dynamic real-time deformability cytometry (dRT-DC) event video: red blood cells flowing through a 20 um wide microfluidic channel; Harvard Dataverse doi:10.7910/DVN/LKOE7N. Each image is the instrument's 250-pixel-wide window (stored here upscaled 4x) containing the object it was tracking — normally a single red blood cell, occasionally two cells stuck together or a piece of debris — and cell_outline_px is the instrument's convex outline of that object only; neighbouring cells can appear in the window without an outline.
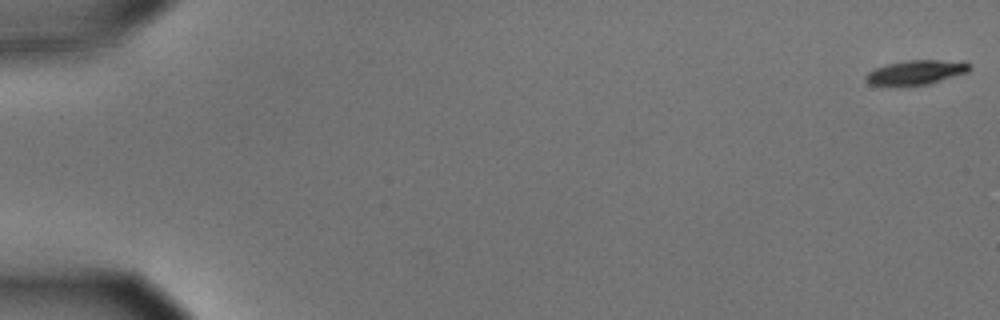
{"species": "common noctule bat (a hibernating species)", "species_latin": "Nyctalus noctula", "temperature_condition": "cold", "stored_images_in_passage": 57, "camera_frame_rate_fps": 3000, "um_per_image_px": 0.085, "animal": {"sex": "male", "body_mass_g": 15.6}, "frame": {"image": 1, "passage_image": 1, "time_ms": 0.0, "image_size_px": [1000, 320], "cell_outline_px": [[968, 72], [928, 84], [896, 88], [868, 84], [864, 80], [864, 76], [868, 72], [876, 68], [888, 64], [908, 60], [968, 60]], "centroid_in_image_um": [77.8, 6.18], "position_along_channel_um": 7.2, "area_um2": 15.32}}
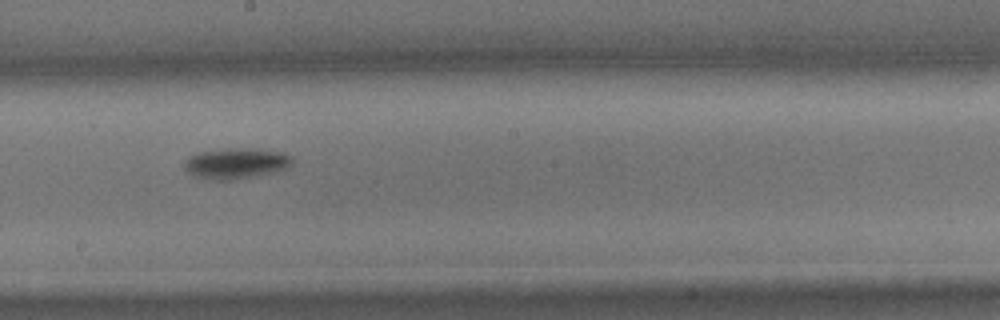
{"frame": {"image": 2, "passage_image": 33, "time_ms": 10.667, "image_size_px": [1000, 320], "cell_outline_px": [[292, 164], [288, 168], [228, 180], [212, 180], [192, 176], [184, 168], [184, 160], [188, 156], [200, 152], [224, 148], [256, 148], [280, 152], [292, 156]], "centroid_in_image_um": [20.0, 13.86], "position_along_channel_um": 228.2, "area_um2": 19.19}}
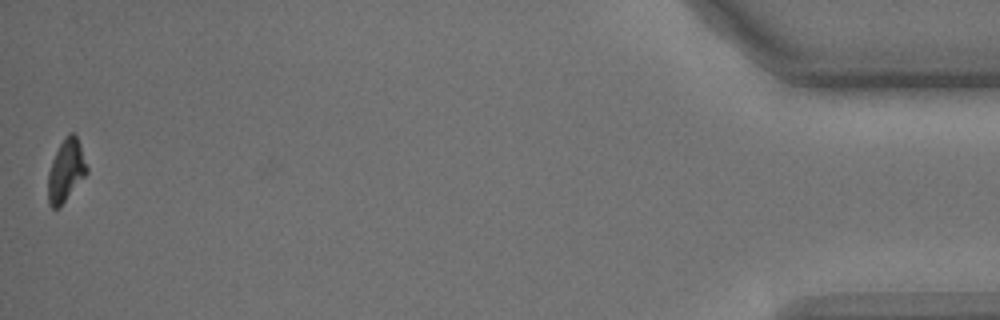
{"frame": {"image": 3, "passage_image": 57, "time_ms": 18.667, "image_size_px": [1000, 320], "cell_outline_px": [[88, 172], [64, 200], [56, 208], [52, 208], [48, 204], [48, 172], [52, 160], [64, 136], [68, 132], [72, 132], [76, 136], [80, 144], [88, 168]], "centroid_in_image_um": [5.6, 14.44], "position_along_channel_um": 429.6, "area_um2": 13.76}, "authors_computed_cell_mechanics": {"area_um2": 16.2996, "velocity_mm_per_s": 3.5842, "shape_relaxation_time_tau1_ms": 1.4555, "shape_relaxation_time_tau2_ms": null, "deformation_change_tau1": 0.0873, "deformation_change_tau2": null}}